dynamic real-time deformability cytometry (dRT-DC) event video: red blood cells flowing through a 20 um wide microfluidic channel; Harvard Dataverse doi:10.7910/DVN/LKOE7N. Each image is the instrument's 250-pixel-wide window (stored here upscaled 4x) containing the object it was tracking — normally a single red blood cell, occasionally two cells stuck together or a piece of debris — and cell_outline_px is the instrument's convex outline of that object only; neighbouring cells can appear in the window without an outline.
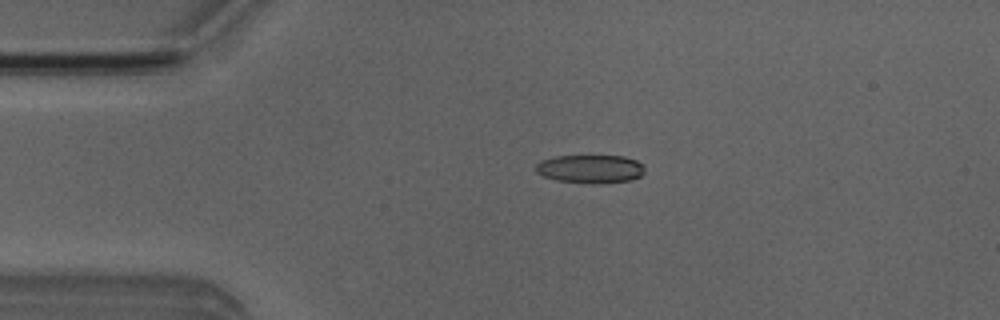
{"species": "Egyptian fruit bat (a non-hibernating species)", "species_latin": "Rousettus aegyptiacus", "temperature_condition": "room temperature", "stored_images_in_passage": 3, "camera_frame_rate_fps": 3000, "um_per_image_px": 0.085, "animal": {"sex": "male"}, "frame": {"image": 1, "passage_image": 3, "time_ms": 2.667, "image_size_px": [1000, 320], "cell_outline_px": [[644, 172], [640, 176], [632, 180], [556, 180], [544, 176], [536, 172], [536, 164], [540, 160], [556, 156], [624, 156], [636, 160], [644, 164]], "centroid_in_image_um": [50.17, 14.29], "position_along_channel_um": 34.8, "area_um2": 16.99}}